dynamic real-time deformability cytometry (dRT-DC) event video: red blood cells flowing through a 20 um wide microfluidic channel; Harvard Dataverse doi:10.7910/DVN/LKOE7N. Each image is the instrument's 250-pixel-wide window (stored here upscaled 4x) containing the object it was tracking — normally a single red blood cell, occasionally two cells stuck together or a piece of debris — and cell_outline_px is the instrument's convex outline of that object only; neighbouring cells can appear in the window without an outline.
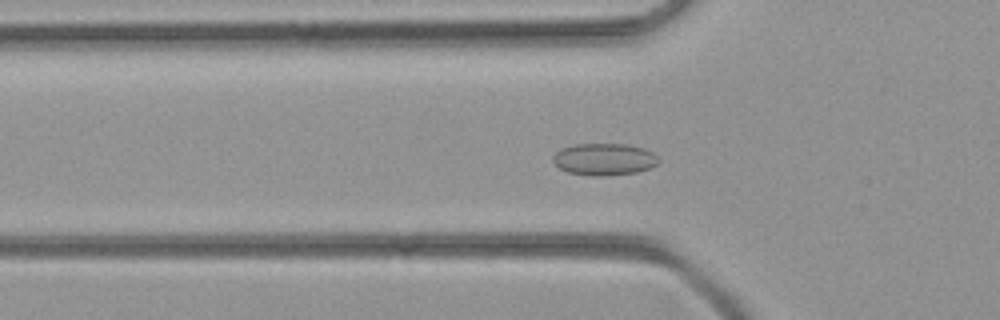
{"species": "common noctule bat (a hibernating species)", "species_latin": "Nyctalus noctula", "temperature_condition": "room temperature", "stored_images_in_passage": 49, "camera_frame_rate_fps": 3000, "um_per_image_px": 0.085, "animal": {"sex": "female", "body_mass_g": 21.9}, "frame": {"image": 1, "passage_image": 16, "time_ms": 5.0, "image_size_px": [1000, 320], "cell_outline_px": [[660, 160], [652, 168], [636, 172], [604, 176], [592, 176], [568, 172], [560, 168], [552, 160], [552, 156], [560, 148], [576, 144], [628, 144], [644, 148], [652, 152]], "centroid_in_image_um": [51.36, 13.53], "position_along_channel_um": 74.4, "area_um2": 19.77}}
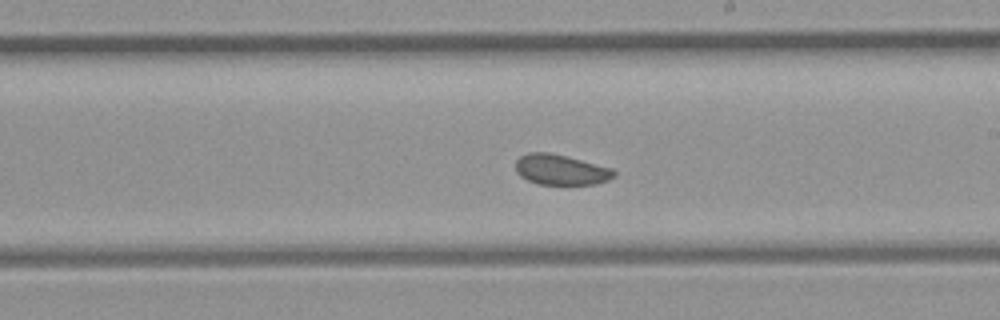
{"frame": {"image": 2, "passage_image": 28, "time_ms": 9.0, "image_size_px": [1000, 320], "cell_outline_px": [[616, 176], [608, 180], [596, 184], [540, 184], [528, 180], [520, 176], [516, 172], [516, 160], [520, 156], [528, 152], [548, 152], [612, 168], [616, 172]], "centroid_in_image_um": [47.66, 14.43], "position_along_channel_um": 241.3, "area_um2": 17.28}}
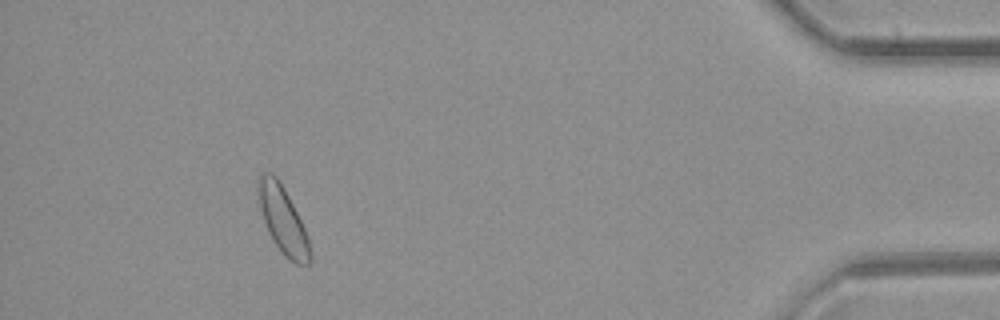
{"frame": {"image": 3, "passage_image": 45, "time_ms": 14.667, "image_size_px": [1000, 320], "cell_outline_px": [[312, 260], [308, 264], [296, 264], [284, 256], [268, 232], [260, 208], [256, 192], [260, 176], [264, 172], [272, 172], [276, 176], [284, 188], [304, 228], [312, 252]], "centroid_in_image_um": [24.03, 18.7], "position_along_channel_um": 411.2, "area_um2": 19.94}}